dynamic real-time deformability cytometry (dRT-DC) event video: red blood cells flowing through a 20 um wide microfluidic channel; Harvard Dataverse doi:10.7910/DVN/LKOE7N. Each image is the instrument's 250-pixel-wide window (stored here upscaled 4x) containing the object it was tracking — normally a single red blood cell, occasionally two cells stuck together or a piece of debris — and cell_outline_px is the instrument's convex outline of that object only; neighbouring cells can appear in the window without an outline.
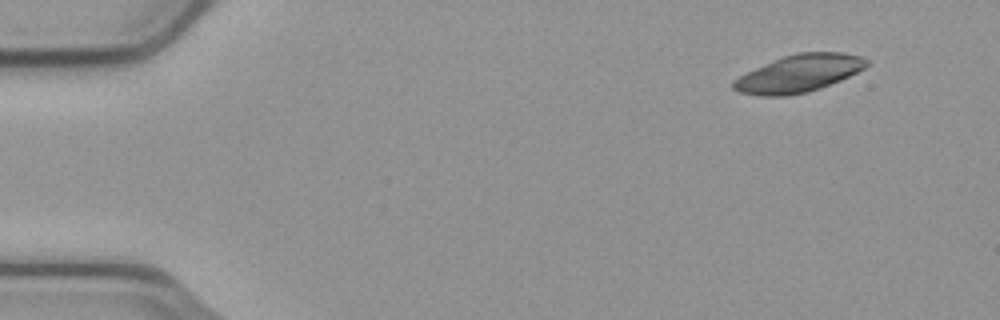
{"species": "common noctule bat (a hibernating species)", "species_latin": "Nyctalus noctula", "temperature_condition": "cold", "stored_images_in_passage": 52, "camera_frame_rate_fps": 3000, "um_per_image_px": 0.085, "animal": {"sex": "male", "body_mass_g": 23.1, "forearm_length_mm": 52.7}, "frame": {"image": 1, "passage_image": 1, "time_ms": 0.0, "image_size_px": [1000, 320], "cell_outline_px": [[868, 64], [864, 68], [840, 80], [820, 88], [808, 92], [788, 96], [760, 96], [740, 92], [732, 88], [732, 80], [756, 68], [784, 56], [796, 52], [844, 52], [860, 56], [868, 60]], "centroid_in_image_um": [67.9, 6.25], "position_along_channel_um": 17.1, "area_um2": 28.78}}
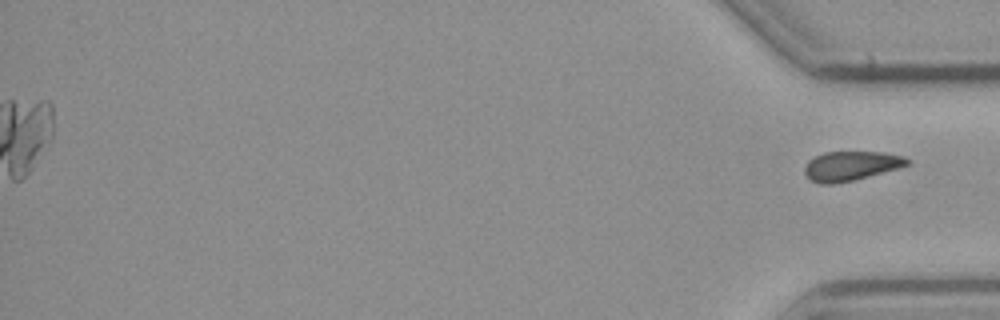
{"frame": {"image": 2, "passage_image": 52, "time_ms": 17.0, "image_size_px": [1000, 320], "cell_outline_px": [[908, 164], [896, 168], [852, 180], [832, 184], [820, 184], [812, 180], [804, 172], [804, 168], [808, 160], [824, 152], [880, 152], [904, 156], [908, 160]], "centroid_in_image_um": [72.27, 14.09], "position_along_channel_um": 362.9, "area_um2": 17.11}}